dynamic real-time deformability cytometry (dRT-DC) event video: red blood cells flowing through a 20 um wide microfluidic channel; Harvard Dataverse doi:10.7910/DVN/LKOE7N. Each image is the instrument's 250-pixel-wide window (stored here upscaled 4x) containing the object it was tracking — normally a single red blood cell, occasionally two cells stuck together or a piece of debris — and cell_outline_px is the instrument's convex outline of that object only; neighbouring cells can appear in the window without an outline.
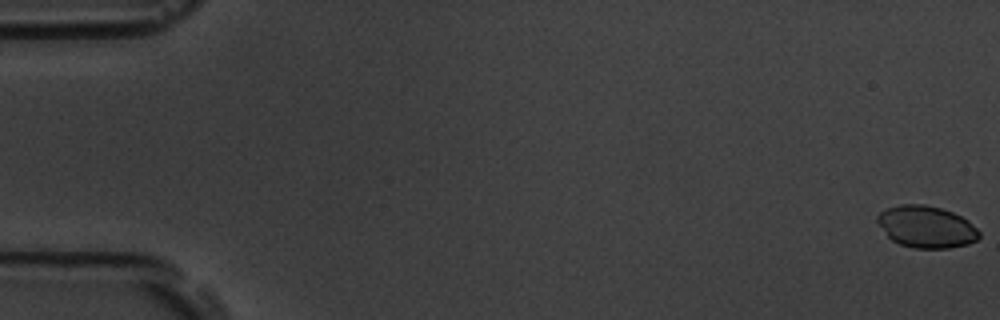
{"species": "common noctule bat (a hibernating species)", "species_latin": "Nyctalus noctula", "temperature_condition": "room temperature", "stored_images_in_passage": 55, "camera_frame_rate_fps": 3000, "um_per_image_px": 0.085, "animal": {"sex": "male", "body_mass_g": 19.5, "forearm_length_mm": 54.6}, "frame": {"image": 1, "passage_image": 1, "time_ms": 0.0, "image_size_px": [1000, 320], "cell_outline_px": [[980, 236], [976, 240], [968, 244], [948, 248], [912, 248], [900, 244], [892, 240], [888, 236], [876, 220], [876, 216], [880, 212], [888, 208], [900, 204], [924, 204], [940, 208], [952, 212], [968, 220], [980, 232]], "centroid_in_image_um": [78.74, 19.28], "position_along_channel_um": 6.3, "area_um2": 24.74}}
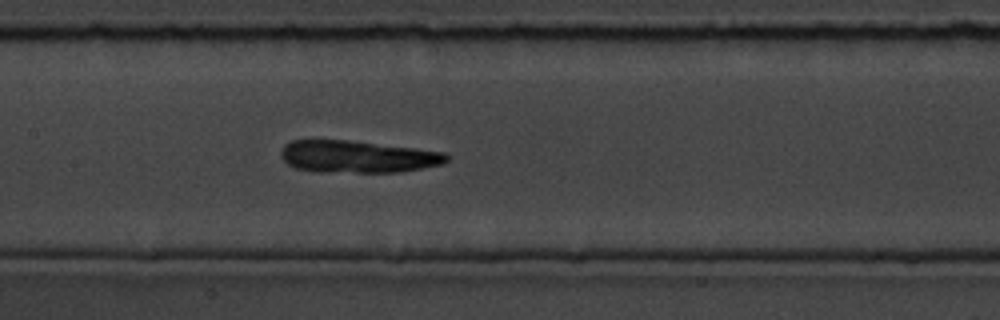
{"frame": {"image": 2, "passage_image": 27, "time_ms": 8.667, "image_size_px": [1000, 320], "cell_outline_px": [[448, 160], [444, 164], [400, 172], [320, 172], [296, 168], [288, 164], [280, 156], [280, 152], [284, 144], [292, 140], [348, 140], [416, 148], [444, 152], [448, 156]], "centroid_in_image_um": [30.39, 13.31], "position_along_channel_um": 177.0, "area_um2": 31.15}}
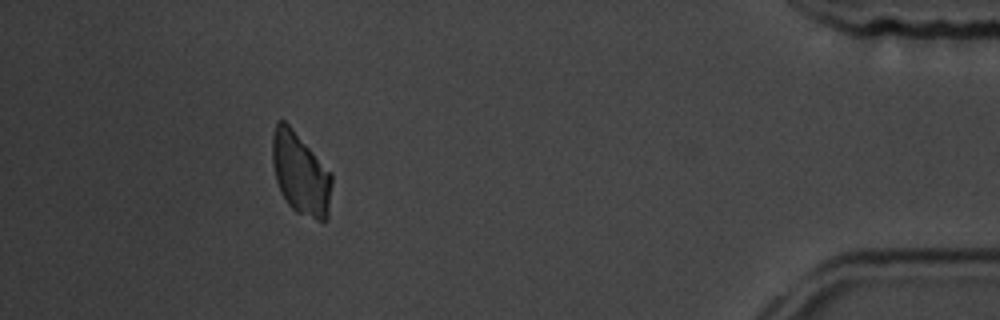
{"frame": {"image": 3, "passage_image": 50, "time_ms": 16.333, "image_size_px": [1000, 320], "cell_outline_px": [[332, 180], [328, 220], [316, 220], [296, 212], [288, 204], [280, 192], [276, 180], [272, 164], [272, 136], [276, 120], [284, 120], [292, 128], [332, 172]], "centroid_in_image_um": [25.54, 14.76], "position_along_channel_um": 409.7, "area_um2": 28.73}}